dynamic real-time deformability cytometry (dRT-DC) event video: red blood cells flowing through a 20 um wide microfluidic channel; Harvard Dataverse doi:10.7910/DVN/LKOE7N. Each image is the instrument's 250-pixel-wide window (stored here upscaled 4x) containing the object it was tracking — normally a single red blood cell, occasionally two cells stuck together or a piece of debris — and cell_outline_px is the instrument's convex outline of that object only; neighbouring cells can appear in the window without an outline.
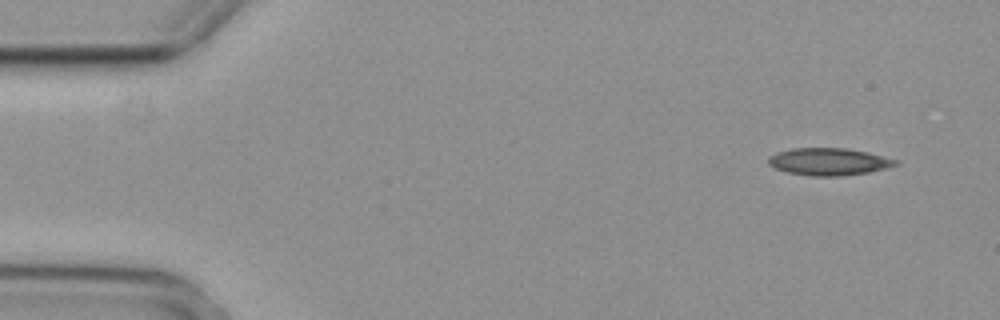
{"species": "common noctule bat (a hibernating species)", "species_latin": "Nyctalus noctula", "temperature_condition": "cold", "stored_images_in_passage": 3, "camera_frame_rate_fps": 3000, "um_per_image_px": 0.085, "animal": {"sex": "female", "body_mass_g": 29.2, "forearm_length_mm": 56.3}, "frame": {"image": 1, "passage_image": 1, "time_ms": 0.0, "image_size_px": [1000, 320], "cell_outline_px": [[900, 164], [888, 168], [868, 172], [840, 176], [812, 176], [788, 172], [776, 168], [768, 164], [768, 156], [776, 152], [792, 148], [844, 148], [868, 152], [900, 160]], "centroid_in_image_um": [70.48, 13.73], "position_along_channel_um": 14.5, "area_um2": 20.35}}
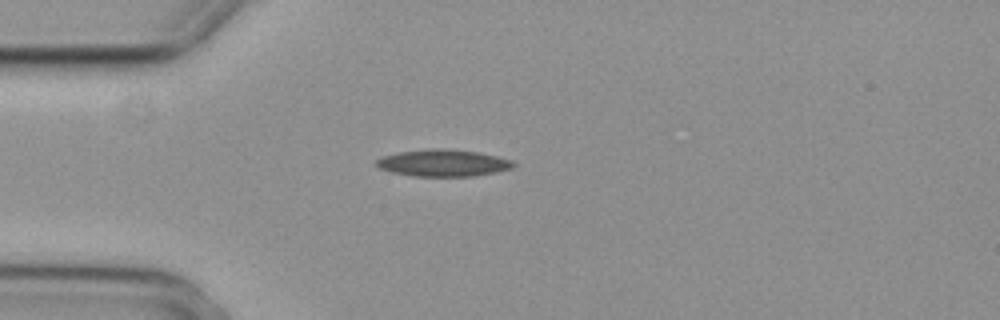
{"frame": {"image": 2, "passage_image": 3, "time_ms": 0.667, "image_size_px": [1000, 320], "cell_outline_px": [[516, 164], [512, 168], [496, 172], [472, 176], [412, 176], [392, 172], [380, 168], [376, 164], [376, 160], [380, 156], [400, 152], [440, 148], [476, 152], [496, 156], [512, 160]], "centroid_in_image_um": [37.66, 13.86], "position_along_channel_um": 47.3, "area_um2": 21.21}}